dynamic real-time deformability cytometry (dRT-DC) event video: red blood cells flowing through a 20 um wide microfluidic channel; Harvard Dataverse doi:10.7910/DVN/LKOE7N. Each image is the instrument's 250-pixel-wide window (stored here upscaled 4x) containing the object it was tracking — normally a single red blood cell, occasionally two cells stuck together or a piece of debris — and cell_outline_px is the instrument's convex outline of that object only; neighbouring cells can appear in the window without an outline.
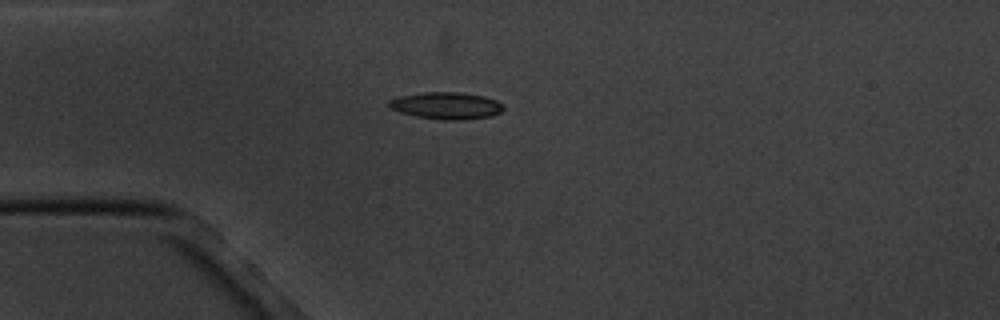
{"species": "common noctule bat (a hibernating species)", "species_latin": "Nyctalus noctula", "temperature_condition": "cold", "stored_images_in_passage": 13, "camera_frame_rate_fps": 3000, "um_per_image_px": 0.085, "animal": {"sex": "male", "body_mass_g": 20.1, "forearm_length_mm": 53.5}, "frame": {"image": 1, "passage_image": 1, "time_ms": 0.0, "image_size_px": [1000, 320], "cell_outline_px": [[504, 108], [500, 112], [492, 116], [464, 120], [444, 120], [416, 116], [400, 112], [388, 108], [388, 100], [400, 96], [424, 92], [460, 92], [484, 96], [496, 100]], "centroid_in_image_um": [37.92, 8.98], "position_along_channel_um": 47.1, "area_um2": 18.03}}
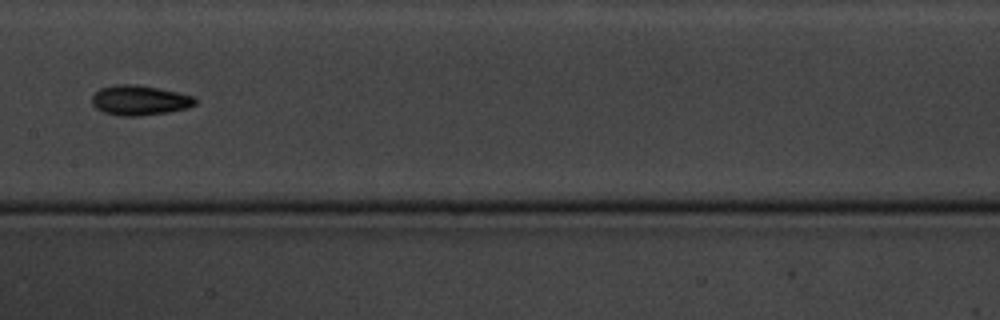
{"frame": {"image": 2, "passage_image": 5, "time_ms": 4.667, "image_size_px": [1000, 320], "cell_outline_px": [[196, 104], [188, 108], [168, 112], [140, 116], [120, 116], [104, 112], [96, 108], [92, 104], [92, 96], [100, 88], [116, 84], [136, 84], [160, 88], [192, 96], [196, 100]], "centroid_in_image_um": [11.85, 8.52], "position_along_channel_um": 195.5, "area_um2": 18.03}}
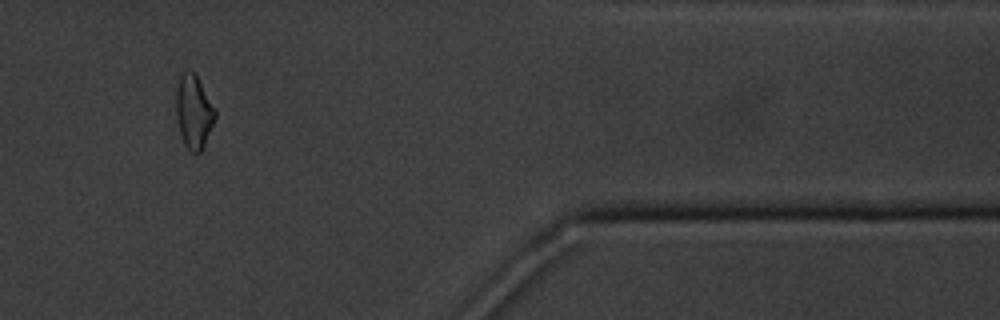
{"frame": {"image": 3, "passage_image": 11, "time_ms": 11.333, "image_size_px": [1000, 320], "cell_outline_px": [[216, 116], [204, 144], [200, 152], [192, 152], [184, 144], [180, 136], [176, 116], [176, 88], [180, 76], [184, 72], [192, 72], [196, 76], [216, 112]], "centroid_in_image_um": [16.43, 9.53], "position_along_channel_um": 395.0, "area_um2": 16.18}, "authors_computed_cell_mechanics": {"area_um2": 16.5308, "velocity_mm_per_s": 3.4438, "shape_relaxation_time_tau1_ms": 2.449, "shape_relaxation_time_tau2_ms": 4.0074, "deformation_change_tau1": 0.0932, "deformation_change_tau2": 0.0879}}